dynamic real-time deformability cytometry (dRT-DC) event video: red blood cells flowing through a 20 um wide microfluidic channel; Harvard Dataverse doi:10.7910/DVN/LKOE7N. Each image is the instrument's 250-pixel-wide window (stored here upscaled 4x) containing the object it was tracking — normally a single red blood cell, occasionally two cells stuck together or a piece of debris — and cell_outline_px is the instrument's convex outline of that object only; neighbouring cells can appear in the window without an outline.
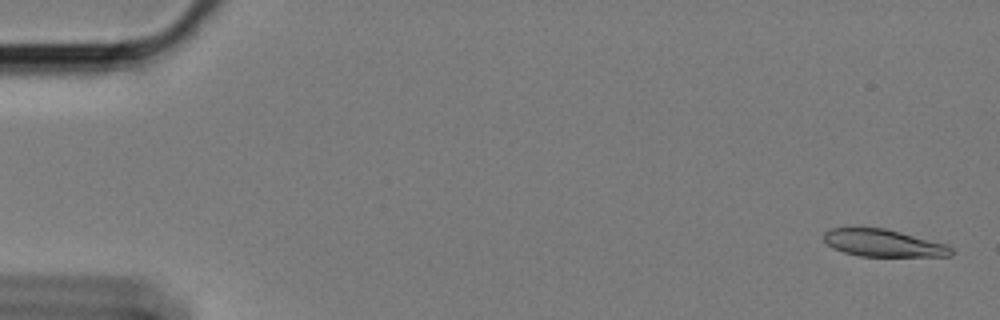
{"species": "Egyptian fruit bat (a non-hibernating species)", "species_latin": "Rousettus aegyptiacus", "temperature_condition": "cold", "stored_images_in_passage": 59, "camera_frame_rate_fps": 3000, "um_per_image_px": 0.085, "animal": {"sex": "female"}, "frame": {"image": 1, "passage_image": 2, "time_ms": 0.333, "image_size_px": [1000, 320], "cell_outline_px": [[952, 256], [860, 256], [844, 252], [828, 244], [824, 240], [824, 232], [832, 228], [884, 228], [900, 232], [944, 244], [952, 248]], "centroid_in_image_um": [75.07, 20.66], "position_along_channel_um": 9.9, "area_um2": 19.77}}
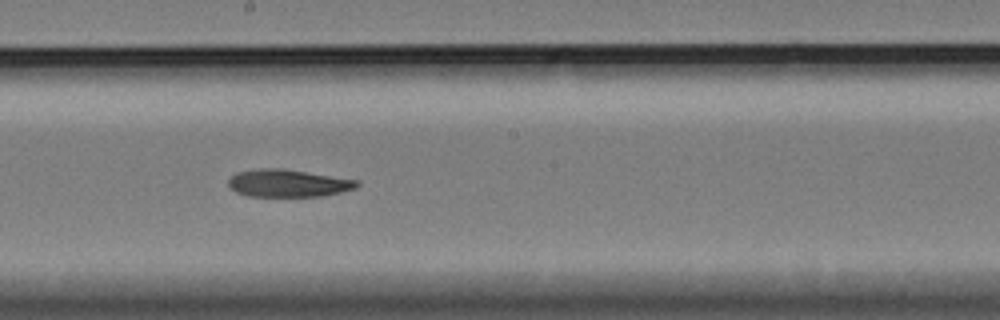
{"frame": {"image": 2, "passage_image": 33, "time_ms": 10.667, "image_size_px": [1000, 320], "cell_outline_px": [[360, 184], [356, 188], [324, 196], [248, 196], [236, 192], [228, 184], [228, 180], [236, 172], [260, 168], [284, 168], [360, 180]], "centroid_in_image_um": [24.52, 15.56], "position_along_channel_um": 223.7, "area_um2": 20.75}}
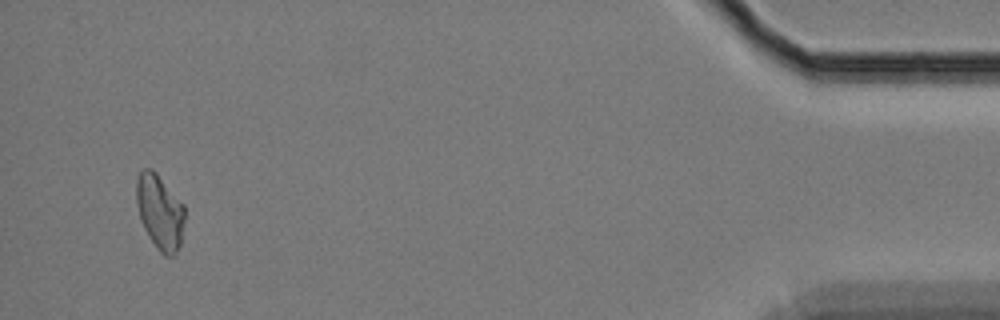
{"frame": {"image": 3, "passage_image": 57, "time_ms": 18.667, "image_size_px": [1000, 320], "cell_outline_px": [[184, 220], [180, 244], [176, 252], [172, 256], [164, 256], [156, 248], [148, 236], [144, 228], [136, 204], [136, 176], [144, 168], [152, 168], [156, 172], [184, 204]], "centroid_in_image_um": [13.57, 17.99], "position_along_channel_um": 421.6, "area_um2": 21.15}, "authors_computed_cell_mechanics": {"area_um2": 21.1548, "velocity_mm_per_s": 3.3841, "shape_relaxation_time_tau1_ms": 8.8314, "shape_relaxation_time_tau2_ms": null, "deformation_change_tau1": 0.1728, "deformation_change_tau2": null}}